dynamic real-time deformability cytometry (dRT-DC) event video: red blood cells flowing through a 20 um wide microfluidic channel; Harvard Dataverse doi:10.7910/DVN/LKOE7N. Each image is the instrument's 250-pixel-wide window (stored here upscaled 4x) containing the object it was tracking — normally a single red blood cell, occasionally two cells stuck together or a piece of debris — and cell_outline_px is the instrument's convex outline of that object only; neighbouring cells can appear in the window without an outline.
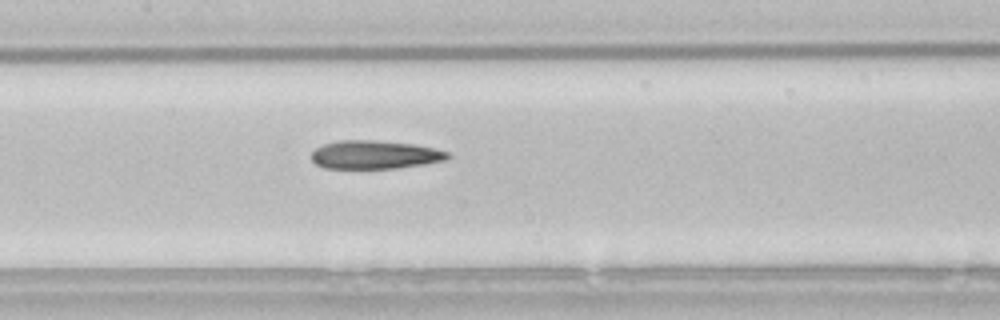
{"species": "common noctule bat (a hibernating species)", "species_latin": "Nyctalus noctula", "temperature_condition": "room temperature", "stored_images_in_passage": 33, "camera_frame_rate_fps": 3000, "um_per_image_px": 0.085, "animal": {"sex": "male", "body_mass_g": 21.5, "forearm_length_mm": 52.0}, "frame": {"image": 1, "passage_image": 15, "time_ms": 4.667, "image_size_px": [1000, 320], "cell_outline_px": [[452, 156], [448, 160], [424, 164], [396, 168], [324, 168], [316, 164], [312, 160], [312, 152], [316, 148], [324, 144], [340, 140], [376, 140], [412, 144], [436, 148], [448, 152]], "centroid_in_image_um": [31.9, 13.15], "position_along_channel_um": 175.5, "area_um2": 22.6}}
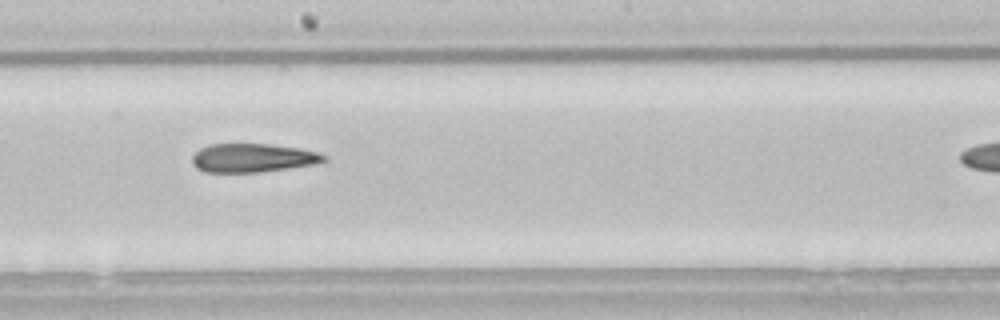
{"frame": {"image": 2, "passage_image": 19, "time_ms": 6.0, "image_size_px": [1000, 320], "cell_outline_px": [[328, 160], [312, 164], [256, 172], [204, 172], [196, 168], [192, 164], [192, 156], [200, 148], [208, 144], [268, 144], [300, 148], [316, 152], [324, 156]], "centroid_in_image_um": [21.4, 13.41], "position_along_channel_um": 226.8, "area_um2": 21.73}}